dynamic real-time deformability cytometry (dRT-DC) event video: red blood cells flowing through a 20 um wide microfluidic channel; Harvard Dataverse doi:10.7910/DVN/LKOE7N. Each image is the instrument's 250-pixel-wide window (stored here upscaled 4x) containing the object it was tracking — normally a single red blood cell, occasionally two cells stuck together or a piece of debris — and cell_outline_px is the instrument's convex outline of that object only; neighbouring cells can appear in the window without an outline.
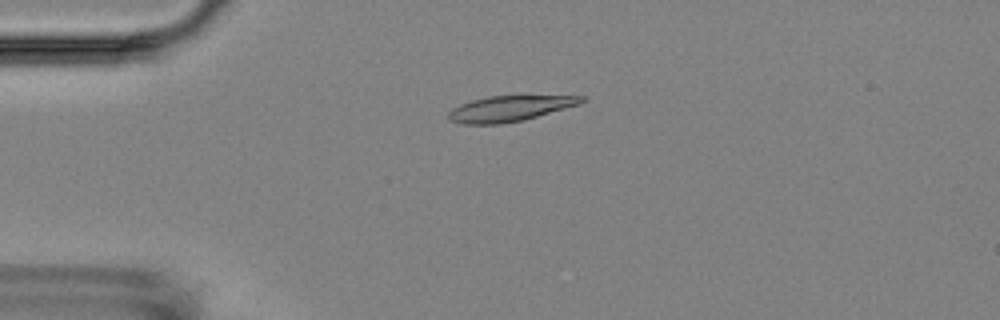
{"species": "Egyptian fruit bat (a non-hibernating species)", "species_latin": "Rousettus aegyptiacus", "temperature_condition": "room temperature", "stored_images_in_passage": 5, "camera_frame_rate_fps": 3000, "um_per_image_px": 0.085, "animal": {"sex": "female"}, "frame": {"image": 1, "passage_image": 4, "time_ms": 3.333, "image_size_px": [1000, 320], "cell_outline_px": [[588, 100], [580, 104], [524, 120], [500, 124], [464, 124], [448, 120], [448, 112], [452, 108], [460, 104], [472, 100], [488, 96], [584, 96]], "centroid_in_image_um": [43.31, 9.23], "position_along_channel_um": 41.7, "area_um2": 19.83}}